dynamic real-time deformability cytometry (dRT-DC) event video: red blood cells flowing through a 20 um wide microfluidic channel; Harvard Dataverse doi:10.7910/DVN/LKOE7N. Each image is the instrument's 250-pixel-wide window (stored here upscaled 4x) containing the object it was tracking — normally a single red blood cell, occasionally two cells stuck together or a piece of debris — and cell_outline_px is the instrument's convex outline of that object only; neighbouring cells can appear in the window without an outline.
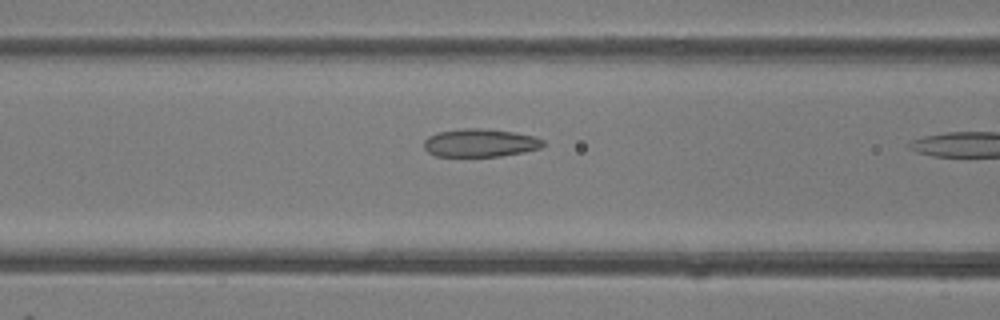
{"species": "common noctule bat (a hibernating species)", "species_latin": "Nyctalus noctula", "temperature_condition": "room temperature", "stored_images_in_passage": 6, "camera_frame_rate_fps": 3000, "um_per_image_px": 0.085, "animal": {"sex": "female"}, "frame": {"image": 1, "passage_image": 5, "time_ms": 1.333, "image_size_px": [1000, 320], "cell_outline_px": [[544, 144], [540, 148], [524, 152], [500, 156], [436, 156], [428, 152], [424, 148], [424, 140], [428, 136], [436, 132], [464, 128], [484, 128], [512, 132], [536, 136], [544, 140]], "centroid_in_image_um": [40.8, 12.14], "position_along_channel_um": 125.8, "area_um2": 19.59}}